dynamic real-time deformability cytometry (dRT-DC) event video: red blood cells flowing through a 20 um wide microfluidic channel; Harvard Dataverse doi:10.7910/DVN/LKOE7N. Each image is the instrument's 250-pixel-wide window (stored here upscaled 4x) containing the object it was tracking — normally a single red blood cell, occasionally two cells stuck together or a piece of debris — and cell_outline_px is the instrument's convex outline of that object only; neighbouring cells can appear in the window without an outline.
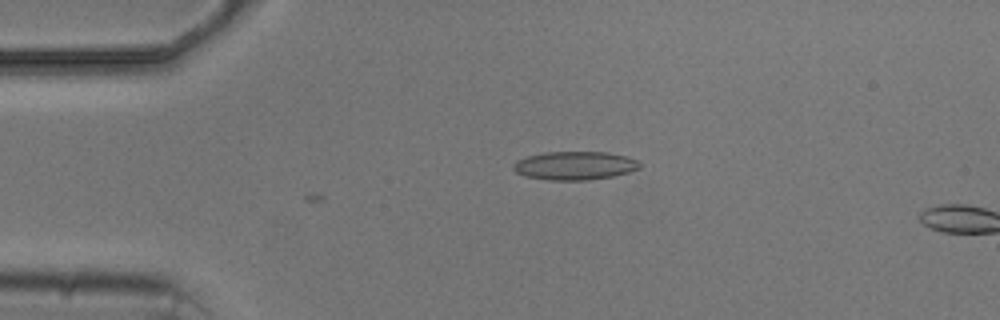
{"species": "common noctule bat (a hibernating species)", "species_latin": "Nyctalus noctula", "temperature_condition": "cold", "stored_images_in_passage": 4, "camera_frame_rate_fps": 3000, "um_per_image_px": 0.085, "animal": {"sex": "male", "body_mass_g": 20.5, "forearm_length_mm": 52.5}, "frame": {"image": 1, "passage_image": 4, "time_ms": 3.667, "image_size_px": [1000, 320], "cell_outline_px": [[644, 164], [640, 168], [628, 172], [612, 176], [588, 180], [548, 180], [524, 176], [516, 172], [512, 168], [512, 164], [516, 160], [528, 156], [544, 152], [608, 152], [628, 156], [640, 160]], "centroid_in_image_um": [48.89, 14.07], "position_along_channel_um": 36.1, "area_um2": 21.27}}